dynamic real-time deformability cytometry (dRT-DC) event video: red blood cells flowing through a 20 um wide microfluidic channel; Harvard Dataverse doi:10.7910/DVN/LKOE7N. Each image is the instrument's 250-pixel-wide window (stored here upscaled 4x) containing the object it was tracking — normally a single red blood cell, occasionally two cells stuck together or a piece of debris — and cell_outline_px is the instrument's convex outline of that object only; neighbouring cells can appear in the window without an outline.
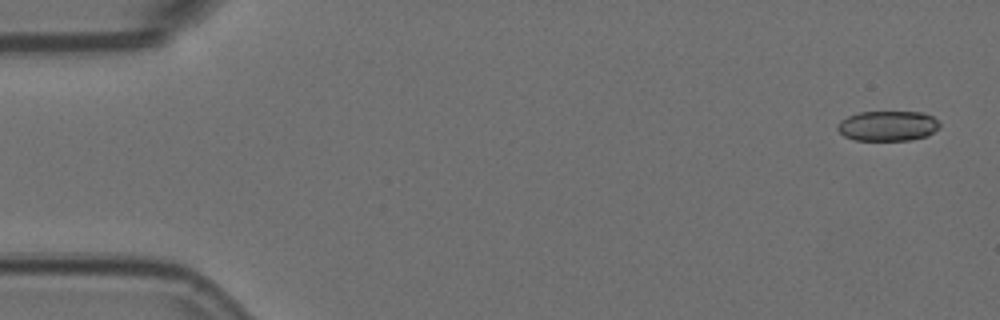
{"species": "Egyptian fruit bat (a non-hibernating species)", "species_latin": "Rousettus aegyptiacus", "temperature_condition": "room temperature", "stored_images_in_passage": 5, "camera_frame_rate_fps": 3000, "um_per_image_px": 0.085, "animal": {"sex": "female"}, "frame": {"image": 1, "passage_image": 1, "time_ms": 0.0, "image_size_px": [1000, 320], "cell_outline_px": [[940, 128], [928, 136], [912, 140], [856, 140], [844, 136], [836, 128], [836, 124], [840, 120], [848, 116], [860, 112], [924, 112], [932, 116], [940, 124]], "centroid_in_image_um": [75.47, 10.7], "position_along_channel_um": 9.5, "area_um2": 18.09}}
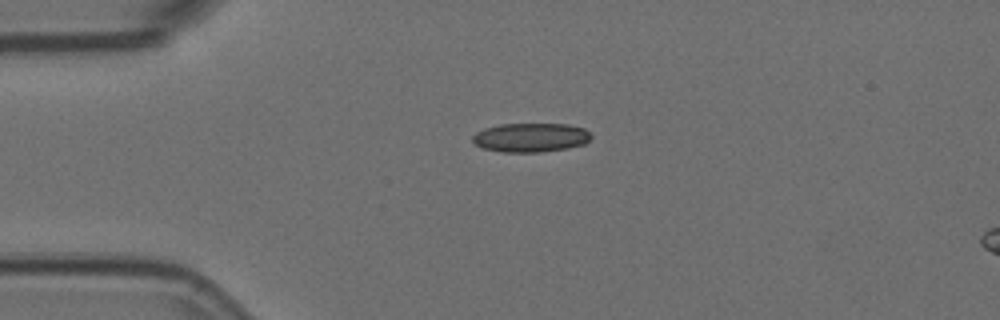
{"frame": {"image": 2, "passage_image": 4, "time_ms": 1.0, "image_size_px": [1000, 320], "cell_outline_px": [[592, 136], [584, 144], [568, 148], [540, 152], [500, 152], [484, 148], [476, 144], [472, 140], [472, 136], [476, 132], [484, 128], [500, 124], [568, 124], [584, 128], [592, 132]], "centroid_in_image_um": [45.13, 11.68], "position_along_channel_um": 39.9, "area_um2": 20.17}}